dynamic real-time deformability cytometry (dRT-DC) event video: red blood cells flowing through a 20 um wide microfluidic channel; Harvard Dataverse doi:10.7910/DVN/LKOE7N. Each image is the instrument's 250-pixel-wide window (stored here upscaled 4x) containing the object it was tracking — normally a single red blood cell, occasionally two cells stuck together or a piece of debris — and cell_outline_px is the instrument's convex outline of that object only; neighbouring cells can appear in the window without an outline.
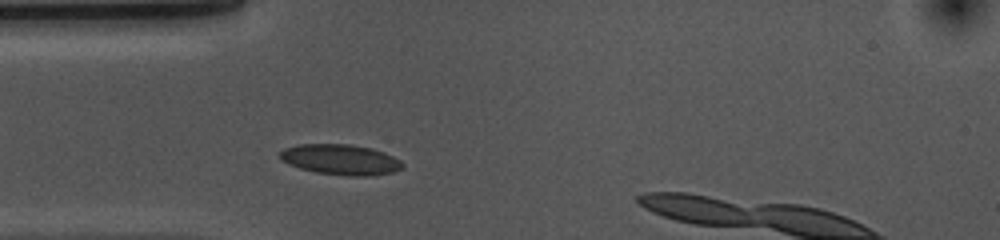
{"species": "common noctule bat (a hibernating species)", "species_latin": "Nyctalus noctula", "temperature_condition": "cold", "stored_images_in_passage": 38, "camera_frame_rate_fps": 3000, "um_per_image_px": 0.085, "animal": {"sex": "female", "body_mass_g": 10.0, "forearm_length_mm": 53.1}, "frame": {"image": 1, "passage_image": 6, "time_ms": 1.667, "image_size_px": [1000, 240], "cell_outline_px": [[404, 168], [392, 172], [364, 176], [352, 176], [316, 172], [300, 168], [288, 164], [280, 160], [280, 152], [284, 148], [300, 144], [348, 144], [372, 148], [384, 152], [400, 160], [404, 164]], "centroid_in_image_um": [28.95, 13.56], "position_along_channel_um": 56.1, "area_um2": 21.68}}
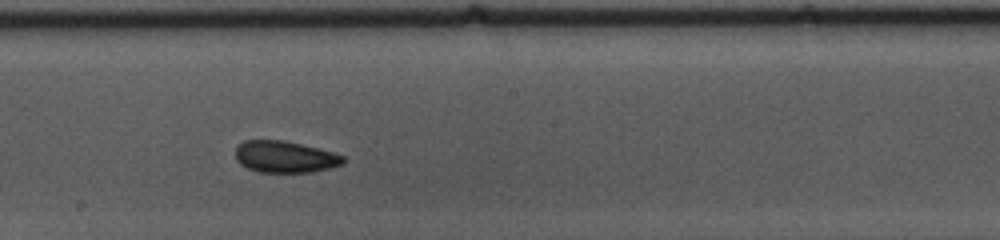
{"frame": {"image": 2, "passage_image": 20, "time_ms": 6.333, "image_size_px": [1000, 240], "cell_outline_px": [[344, 164], [332, 168], [312, 172], [260, 172], [248, 168], [240, 164], [236, 160], [236, 144], [244, 140], [284, 140], [332, 152], [344, 156]], "centroid_in_image_um": [24.2, 13.33], "position_along_channel_um": 224.0, "area_um2": 19.94}}
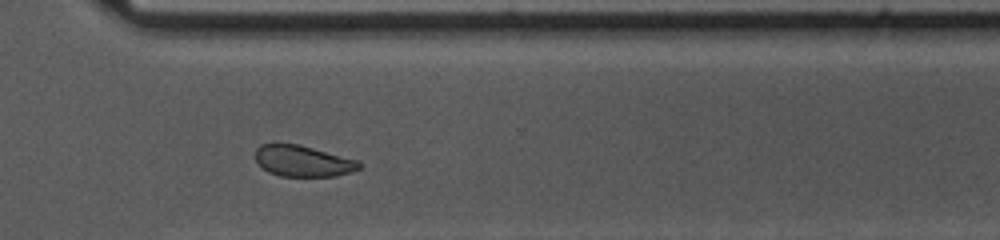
{"frame": {"image": 3, "passage_image": 30, "time_ms": 9.667, "image_size_px": [1000, 240], "cell_outline_px": [[364, 164], [360, 168], [352, 172], [336, 176], [280, 176], [268, 172], [256, 160], [256, 148], [260, 144], [300, 144], [356, 160]], "centroid_in_image_um": [25.77, 13.69], "position_along_channel_um": 344.8, "area_um2": 18.73}, "authors_computed_cell_mechanics": {"area_um2": 20.5479, "velocity_mm_per_s": 3.6315, "shape_relaxation_time_tau1_ms": null, "shape_relaxation_time_tau2_ms": 5.7717, "deformation_change_tau1": null, "deformation_change_tau2": 0.0771}}